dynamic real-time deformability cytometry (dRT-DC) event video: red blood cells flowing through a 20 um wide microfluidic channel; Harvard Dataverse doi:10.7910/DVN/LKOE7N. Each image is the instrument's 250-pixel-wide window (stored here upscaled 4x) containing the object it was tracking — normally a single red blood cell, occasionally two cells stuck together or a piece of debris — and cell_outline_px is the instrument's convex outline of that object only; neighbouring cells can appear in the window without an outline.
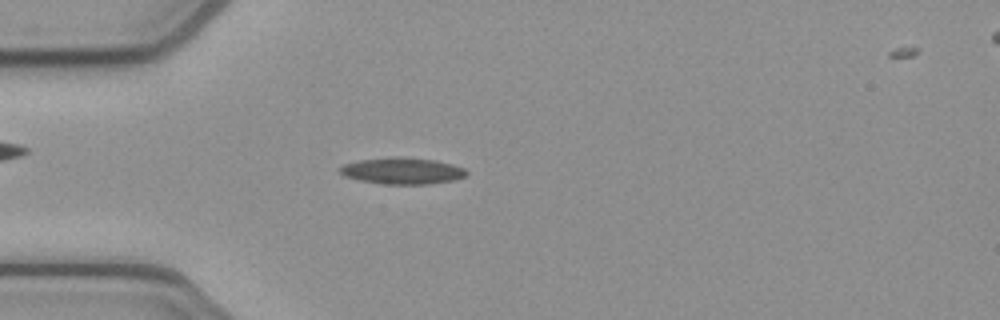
{"species": "common noctule bat (a hibernating species)", "species_latin": "Nyctalus noctula", "temperature_condition": "cold", "stored_images_in_passage": 53, "camera_frame_rate_fps": 3000, "um_per_image_px": 0.085, "animal": {"sex": "female", "body_mass_g": 21.9}, "frame": {"image": 1, "passage_image": 14, "time_ms": 4.333, "image_size_px": [1000, 320], "cell_outline_px": [[468, 176], [452, 180], [428, 184], [384, 184], [360, 180], [344, 176], [336, 168], [344, 164], [360, 160], [392, 156], [436, 160], [452, 164], [464, 168], [468, 172]], "centroid_in_image_um": [34.19, 14.52], "position_along_channel_um": 50.8, "area_um2": 19.59}}
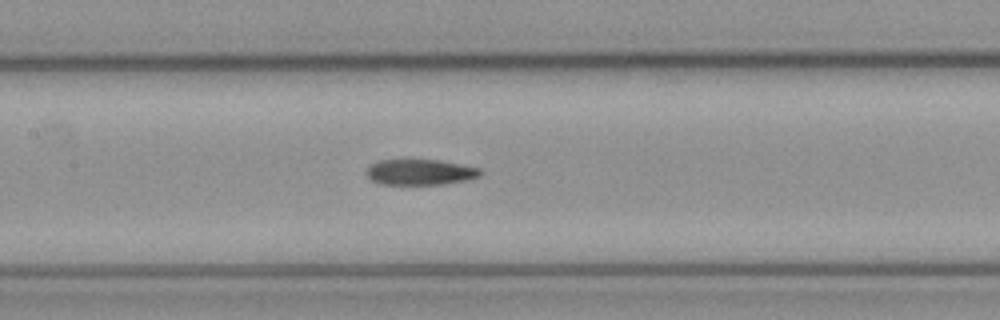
{"frame": {"image": 2, "passage_image": 24, "time_ms": 7.667, "image_size_px": [1000, 320], "cell_outline_px": [[484, 172], [480, 176], [468, 180], [444, 184], [380, 184], [372, 180], [364, 172], [372, 164], [380, 160], [440, 160], [480, 168]], "centroid_in_image_um": [35.75, 14.63], "position_along_channel_um": 171.6, "area_um2": 17.05}}
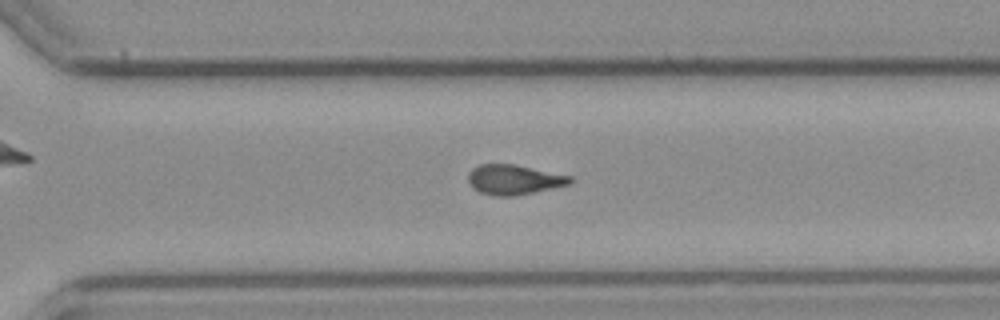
{"frame": {"image": 3, "passage_image": 36, "time_ms": 11.667, "image_size_px": [1000, 320], "cell_outline_px": [[576, 180], [572, 184], [516, 196], [492, 196], [480, 192], [472, 188], [468, 184], [468, 172], [472, 168], [480, 164], [516, 164], [572, 176]], "centroid_in_image_um": [43.71, 15.27], "position_along_channel_um": 326.9, "area_um2": 18.21}, "authors_computed_cell_mechanics": {"area_um2": 18.0336, "velocity_mm_per_s": 3.8934, "shape_relaxation_time_tau1_ms": null, "shape_relaxation_time_tau2_ms": 6.0804, "deformation_change_tau1": null, "deformation_change_tau2": 0.1396}}